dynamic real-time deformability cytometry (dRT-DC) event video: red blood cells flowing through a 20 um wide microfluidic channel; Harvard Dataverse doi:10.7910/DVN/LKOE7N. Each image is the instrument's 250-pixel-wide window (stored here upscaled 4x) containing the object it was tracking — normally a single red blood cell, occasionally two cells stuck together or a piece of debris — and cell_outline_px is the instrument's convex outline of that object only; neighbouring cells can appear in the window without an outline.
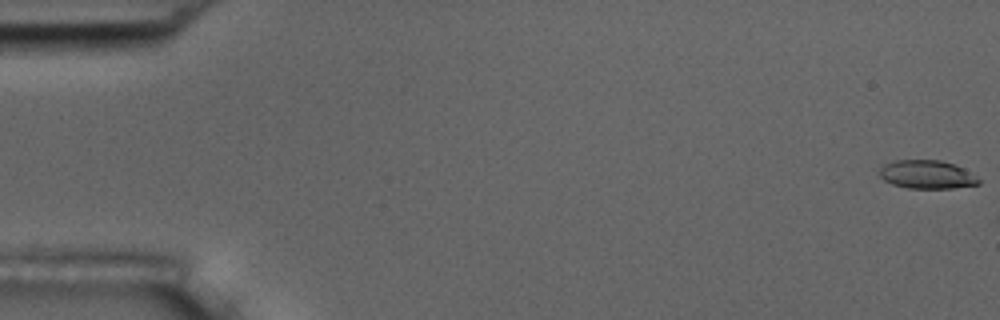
{"species": "common noctule bat (a hibernating species)", "species_latin": "Nyctalus noctula", "temperature_condition": "room temperature", "stored_images_in_passage": 3, "camera_frame_rate_fps": 3000, "um_per_image_px": 0.085, "animal": {"sex": "male", "body_mass_g": 17.5, "forearm_length_mm": 52.3}, "frame": {"image": 1, "passage_image": 1, "time_ms": 0.0, "image_size_px": [1000, 320], "cell_outline_px": [[980, 184], [952, 188], [908, 188], [892, 184], [884, 180], [880, 176], [880, 168], [884, 164], [896, 160], [940, 160], [964, 168], [976, 176], [980, 180]], "centroid_in_image_um": [78.79, 14.83], "position_along_channel_um": 6.2, "area_um2": 16.36}}